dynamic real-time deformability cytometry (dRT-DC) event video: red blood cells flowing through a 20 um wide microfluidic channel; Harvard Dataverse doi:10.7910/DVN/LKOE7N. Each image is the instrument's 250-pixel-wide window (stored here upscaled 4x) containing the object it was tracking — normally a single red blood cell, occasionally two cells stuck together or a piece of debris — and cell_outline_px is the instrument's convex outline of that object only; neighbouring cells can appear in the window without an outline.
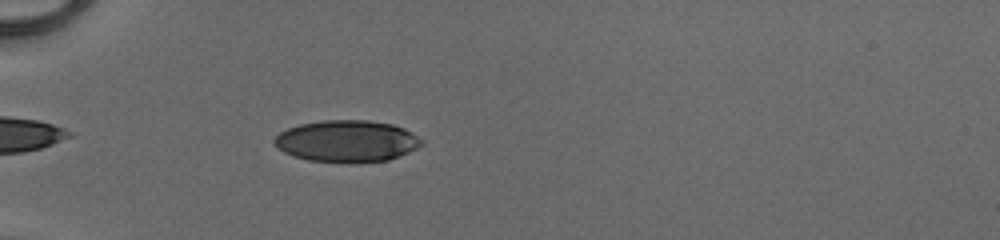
{"species": "human", "species_latin": "Homo sapiens", "temperature_condition": "cold", "stored_images_in_passage": 52, "camera_frame_rate_fps": 3000, "um_per_image_px": 0.085, "donor": {"sex": "male"}, "frame": {"image": 1, "passage_image": 18, "time_ms": 5.667, "image_size_px": [1000, 240], "cell_outline_px": [[424, 144], [400, 156], [388, 160], [356, 164], [348, 164], [308, 160], [292, 156], [284, 152], [272, 144], [272, 140], [280, 132], [288, 128], [300, 124], [324, 120], [368, 120], [392, 124], [404, 128], [412, 132], [424, 140]], "centroid_in_image_um": [29.49, 12.02], "position_along_channel_um": 55.5, "area_um2": 36.47}}
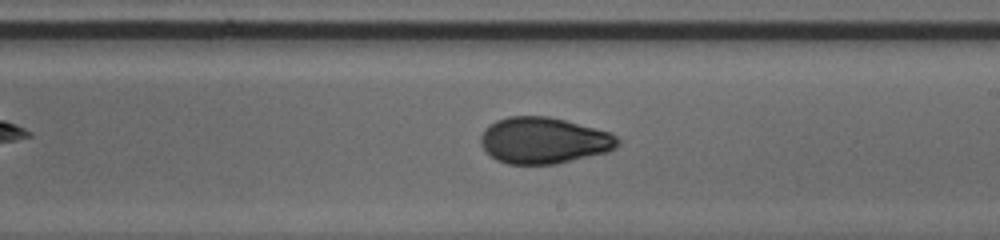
{"frame": {"image": 2, "passage_image": 33, "time_ms": 10.667, "image_size_px": [1000, 240], "cell_outline_px": [[620, 144], [616, 148], [608, 152], [556, 164], [508, 164], [496, 160], [480, 144], [480, 136], [484, 128], [496, 120], [508, 116], [548, 116], [612, 132], [620, 140]], "centroid_in_image_um": [46.24, 11.94], "position_along_channel_um": 242.8, "area_um2": 37.22}}
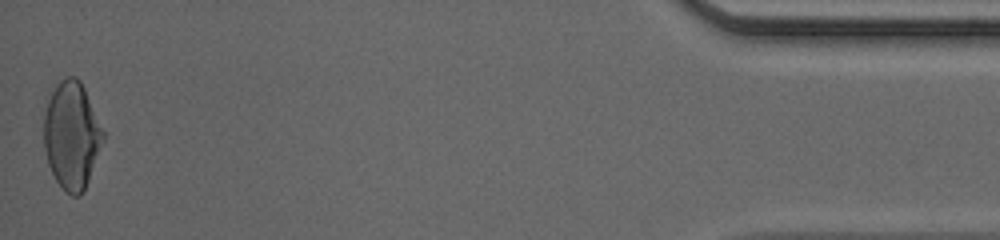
{"frame": {"image": 3, "passage_image": 52, "time_ms": 17.0, "image_size_px": [1000, 240], "cell_outline_px": [[104, 140], [88, 180], [80, 196], [72, 196], [64, 192], [56, 180], [48, 164], [44, 148], [44, 116], [48, 100], [52, 92], [60, 80], [68, 76], [76, 76], [80, 80], [84, 88], [104, 132]], "centroid_in_image_um": [6.08, 11.52], "position_along_channel_um": 429.1, "area_um2": 36.76}, "authors_computed_cell_mechanics": {"area_um2": 35.9516, "velocity_mm_per_s": 4.1491, "shape_relaxation_time_tau1_ms": 5.3194, "shape_relaxation_time_tau2_ms": 1.3961, "deformation_change_tau1": 0.1741, "deformation_change_tau2": 0.0592}}